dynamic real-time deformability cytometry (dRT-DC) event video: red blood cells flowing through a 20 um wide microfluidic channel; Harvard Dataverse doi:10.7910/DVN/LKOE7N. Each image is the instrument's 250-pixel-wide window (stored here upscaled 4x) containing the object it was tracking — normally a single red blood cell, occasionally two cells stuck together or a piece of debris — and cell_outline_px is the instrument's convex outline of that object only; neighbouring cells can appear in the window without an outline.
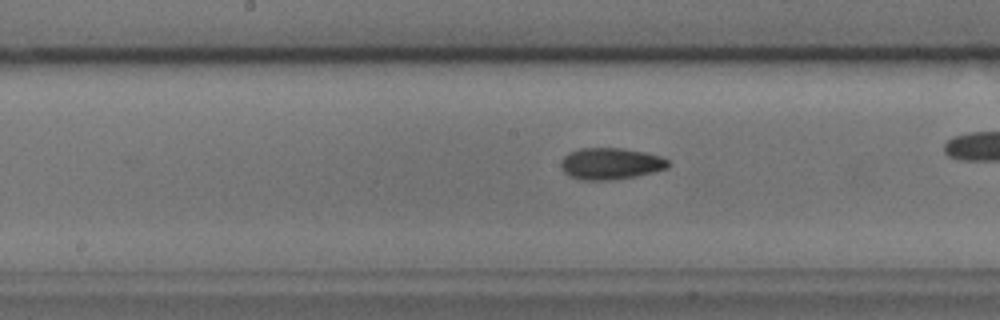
{"species": "common noctule bat (a hibernating species)", "species_latin": "Nyctalus noctula", "temperature_condition": "cold", "stored_images_in_passage": 28, "camera_frame_rate_fps": 3000, "um_per_image_px": 0.085, "animal": {"sex": "male", "body_mass_g": 17.9, "forearm_length_mm": 54.2}, "frame": {"image": 1, "passage_image": 13, "time_ms": 4.0, "image_size_px": [1000, 320], "cell_outline_px": [[672, 164], [668, 168], [636, 176], [612, 180], [580, 180], [568, 176], [560, 168], [560, 164], [564, 156], [568, 152], [580, 148], [624, 148], [644, 152], [660, 156], [668, 160]], "centroid_in_image_um": [51.88, 13.91], "position_along_channel_um": 196.3, "area_um2": 20.0}}
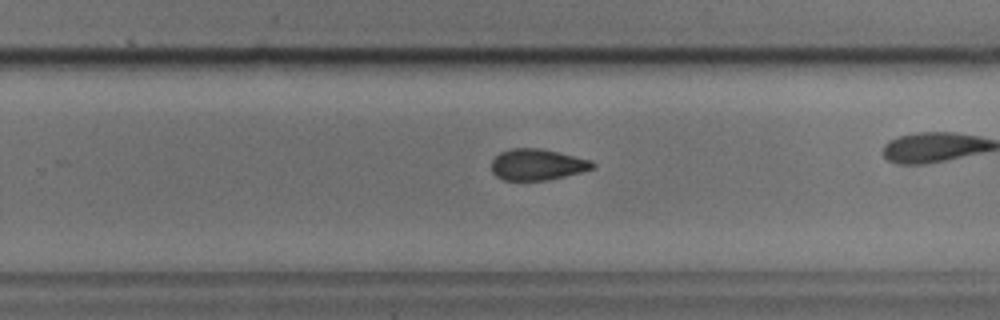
{"frame": {"image": 2, "passage_image": 20, "time_ms": 6.333, "image_size_px": [1000, 320], "cell_outline_px": [[596, 164], [592, 168], [580, 172], [548, 180], [504, 180], [496, 176], [492, 172], [492, 160], [500, 152], [512, 148], [540, 148], [592, 160]], "centroid_in_image_um": [45.65, 13.98], "position_along_channel_um": 284.1, "area_um2": 18.26}}